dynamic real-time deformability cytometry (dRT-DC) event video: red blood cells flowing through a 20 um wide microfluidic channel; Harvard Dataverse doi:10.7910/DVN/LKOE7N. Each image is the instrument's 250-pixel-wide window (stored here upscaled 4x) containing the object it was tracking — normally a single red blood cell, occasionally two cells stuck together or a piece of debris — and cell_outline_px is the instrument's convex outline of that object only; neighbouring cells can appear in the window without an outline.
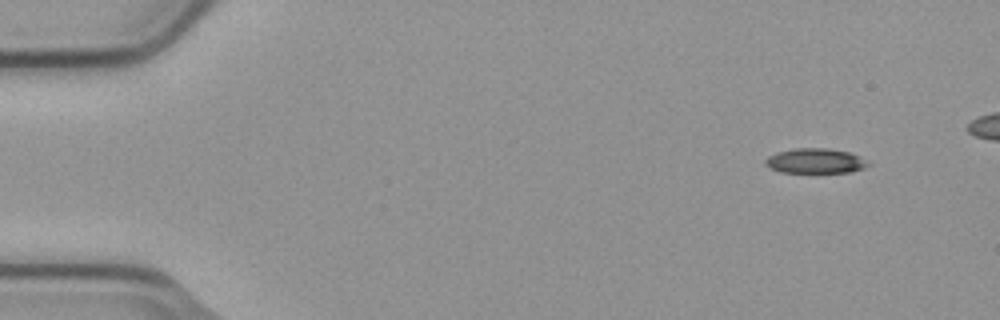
{"species": "common noctule bat (a hibernating species)", "species_latin": "Nyctalus noctula", "temperature_condition": "cold", "stored_images_in_passage": 5, "camera_frame_rate_fps": 3000, "um_per_image_px": 0.085, "animal": {"sex": "male", "body_mass_g": 23.1, "forearm_length_mm": 52.7}, "frame": {"image": 1, "passage_image": 1, "time_ms": 0.0, "image_size_px": [1000, 320], "cell_outline_px": [[872, 164], [864, 168], [848, 172], [780, 172], [764, 164], [764, 160], [768, 156], [776, 152], [796, 148], [828, 148], [848, 152]], "centroid_in_image_um": [69.26, 13.67], "position_along_channel_um": 15.7, "area_um2": 14.74}}